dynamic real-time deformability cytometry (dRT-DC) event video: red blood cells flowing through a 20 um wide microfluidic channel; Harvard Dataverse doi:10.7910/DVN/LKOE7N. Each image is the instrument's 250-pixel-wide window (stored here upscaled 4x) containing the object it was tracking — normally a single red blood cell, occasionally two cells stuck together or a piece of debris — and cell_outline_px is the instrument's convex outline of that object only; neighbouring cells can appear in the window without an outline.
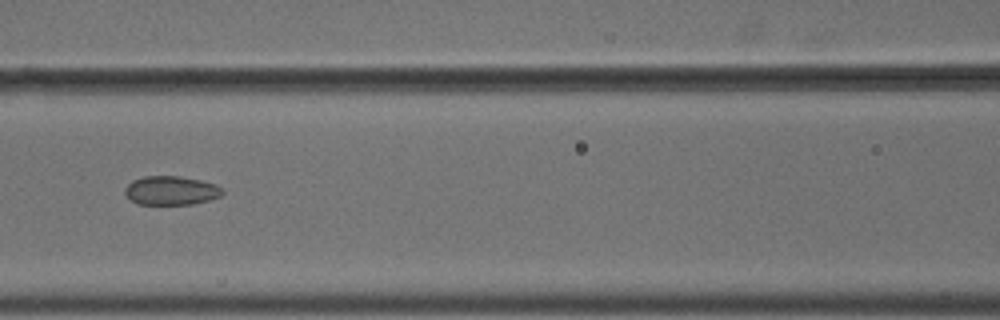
{"species": "common noctule bat (a hibernating species)", "species_latin": "Nyctalus noctula", "temperature_condition": "cold", "stored_images_in_passage": 9, "camera_frame_rate_fps": 3000, "um_per_image_px": 0.085, "animal": {"sex": "male", "body_mass_g": 18.8}, "frame": {"image": 1, "passage_image": 8, "time_ms": 2.333, "image_size_px": [1000, 320], "cell_outline_px": [[224, 192], [220, 196], [208, 200], [192, 204], [140, 204], [132, 200], [124, 192], [124, 188], [132, 180], [144, 176], [180, 176], [200, 180], [216, 184]], "centroid_in_image_um": [14.53, 16.18], "position_along_channel_um": 152.1, "area_um2": 16.3}}
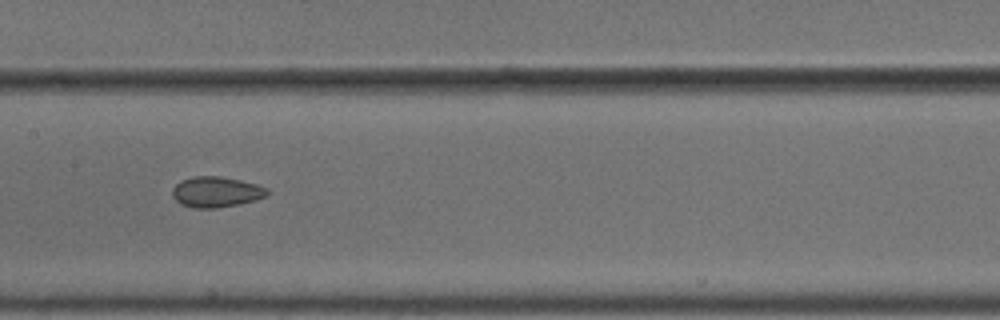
{"frame": {"image": 2, "passage_image": 9, "time_ms": 2.667, "image_size_px": [1000, 320], "cell_outline_px": [[268, 192], [264, 196], [256, 200], [216, 208], [192, 208], [180, 204], [172, 196], [172, 188], [180, 180], [192, 176], [220, 176], [240, 180], [256, 184], [268, 188]], "centroid_in_image_um": [18.32, 16.31], "position_along_channel_um": 189.1, "area_um2": 16.94}}